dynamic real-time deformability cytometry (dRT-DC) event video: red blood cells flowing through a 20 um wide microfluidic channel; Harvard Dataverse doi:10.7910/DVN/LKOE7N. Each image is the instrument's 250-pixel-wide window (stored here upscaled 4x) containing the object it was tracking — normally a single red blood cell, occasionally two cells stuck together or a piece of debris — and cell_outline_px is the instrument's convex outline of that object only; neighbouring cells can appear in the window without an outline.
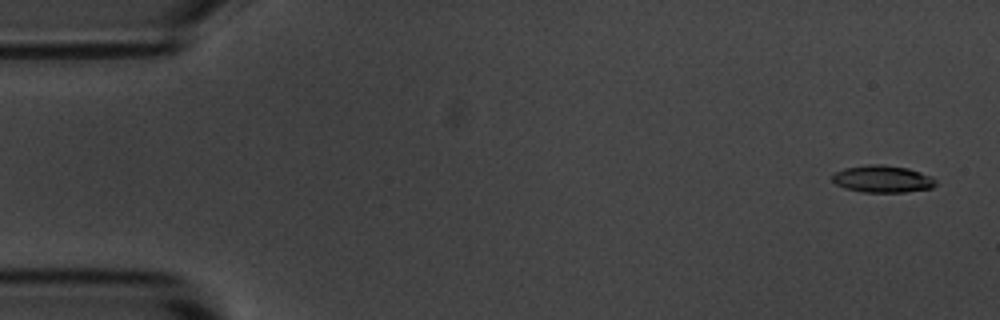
{"species": "common noctule bat (a hibernating species)", "species_latin": "Nyctalus noctula", "temperature_condition": "room temperature", "stored_images_in_passage": 8, "camera_frame_rate_fps": 3000, "um_per_image_px": 0.085, "animal": {"sex": "male", "body_mass_g": 20.1, "forearm_length_mm": 53.5}, "frame": {"image": 1, "passage_image": 1, "time_ms": 0.0, "image_size_px": [1000, 320], "cell_outline_px": [[936, 184], [932, 188], [904, 192], [864, 192], [844, 188], [836, 184], [832, 180], [832, 172], [844, 168], [868, 164], [884, 164], [908, 168], [932, 176], [936, 180]], "centroid_in_image_um": [75.0, 15.2], "position_along_channel_um": 10.0, "area_um2": 16.53}}
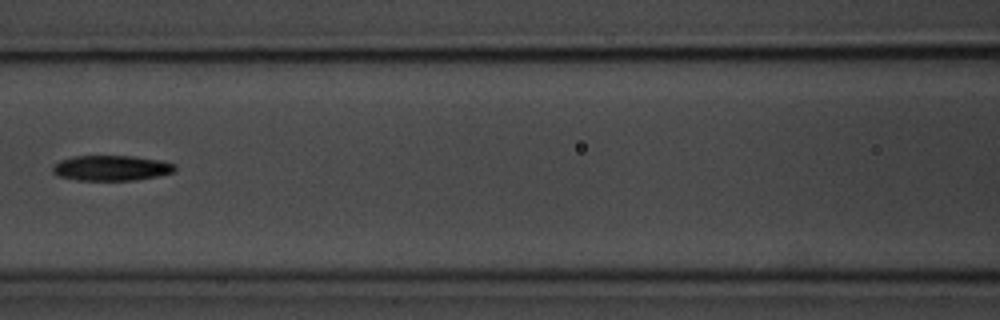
{"frame": {"image": 2, "passage_image": 7, "time_ms": 7.333, "image_size_px": [1000, 320], "cell_outline_px": [[176, 168], [172, 172], [156, 176], [136, 180], [76, 180], [60, 176], [52, 172], [52, 164], [60, 160], [72, 156], [132, 156], [160, 160], [176, 164]], "centroid_in_image_um": [9.43, 14.27], "position_along_channel_um": 157.2, "area_um2": 18.03}}
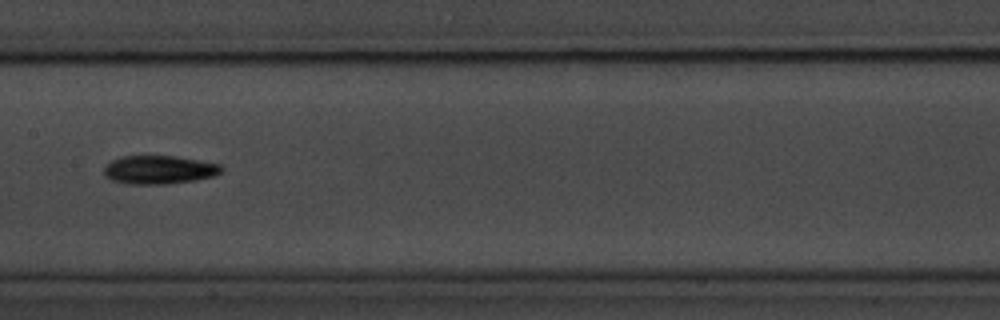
{"frame": {"image": 3, "passage_image": 8, "time_ms": 8.333, "image_size_px": [1000, 320], "cell_outline_px": [[224, 168], [220, 172], [212, 176], [196, 180], [164, 184], [128, 184], [112, 180], [104, 172], [104, 168], [112, 160], [120, 156], [176, 156], [220, 164]], "centroid_in_image_um": [13.53, 14.42], "position_along_channel_um": 193.9, "area_um2": 19.31}}